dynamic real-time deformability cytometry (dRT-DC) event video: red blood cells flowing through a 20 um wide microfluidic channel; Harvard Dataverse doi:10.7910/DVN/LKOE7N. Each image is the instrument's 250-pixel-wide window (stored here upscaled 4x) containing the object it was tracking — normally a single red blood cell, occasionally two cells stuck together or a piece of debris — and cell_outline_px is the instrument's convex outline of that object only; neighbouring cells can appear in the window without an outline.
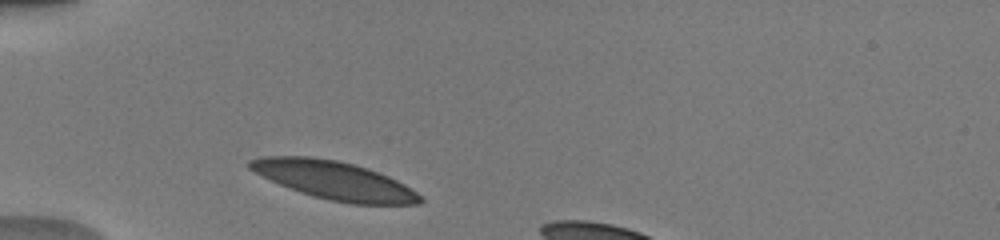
{"species": "human", "species_latin": "Homo sapiens", "temperature_condition": "warm", "stored_images_in_passage": 32, "camera_frame_rate_fps": 3000, "um_per_image_px": 0.085, "donor": {"sex": "male"}, "frame": {"image": 1, "passage_image": 1, "time_ms": 0.0, "image_size_px": [1000, 240], "cell_outline_px": [[424, 200], [420, 204], [352, 204], [328, 200], [312, 196], [300, 192], [280, 184], [248, 168], [248, 160], [260, 156], [308, 156], [336, 160], [368, 168], [388, 176], [404, 184], [416, 192]], "centroid_in_image_um": [28.41, 15.33], "position_along_channel_um": 56.6, "area_um2": 37.69}}
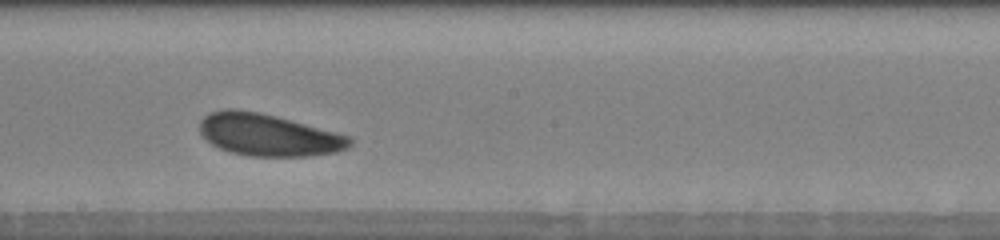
{"frame": {"image": 2, "passage_image": 15, "time_ms": 4.667, "image_size_px": [1000, 240], "cell_outline_px": [[352, 144], [348, 148], [336, 152], [312, 156], [248, 156], [232, 152], [220, 148], [212, 144], [200, 132], [200, 120], [204, 116], [212, 112], [224, 108], [236, 108], [276, 116], [348, 136], [352, 140]], "centroid_in_image_um": [22.79, 11.47], "position_along_channel_um": 225.4, "area_um2": 36.47}}
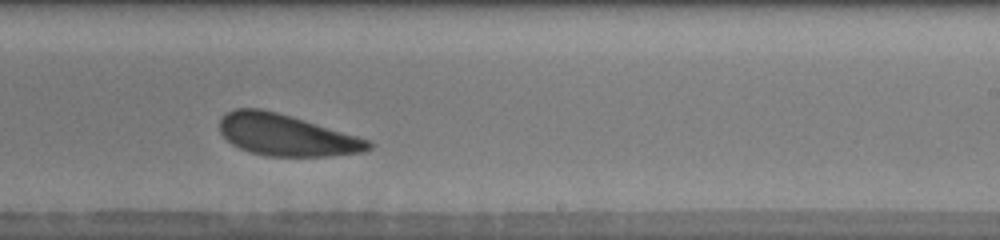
{"frame": {"image": 3, "passage_image": 18, "time_ms": 5.667, "image_size_px": [1000, 240], "cell_outline_px": [[376, 144], [372, 148], [364, 152], [328, 156], [264, 156], [240, 148], [232, 144], [220, 132], [220, 116], [236, 108], [260, 108], [276, 112], [304, 120], [356, 136], [368, 140]], "centroid_in_image_um": [24.33, 11.49], "position_along_channel_um": 264.7, "area_um2": 35.72}}